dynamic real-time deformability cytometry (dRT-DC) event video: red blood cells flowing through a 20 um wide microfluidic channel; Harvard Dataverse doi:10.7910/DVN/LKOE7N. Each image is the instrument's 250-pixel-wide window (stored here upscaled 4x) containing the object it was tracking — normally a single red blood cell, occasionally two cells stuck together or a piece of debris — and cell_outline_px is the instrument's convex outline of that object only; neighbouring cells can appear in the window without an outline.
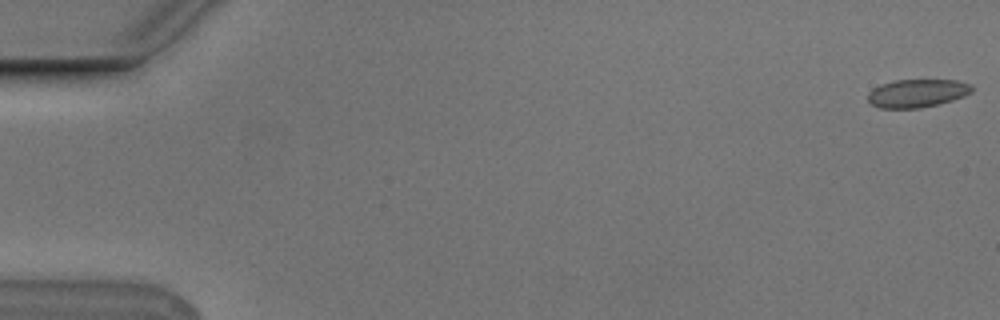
{"species": "Egyptian fruit bat (a non-hibernating species)", "species_latin": "Rousettus aegyptiacus", "temperature_condition": "cold", "stored_images_in_passage": 20, "camera_frame_rate_fps": 3000, "um_per_image_px": 0.085, "animal": {"sex": "male"}, "frame": {"image": 1, "passage_image": 1, "time_ms": 0.0, "image_size_px": [1000, 320], "cell_outline_px": [[972, 92], [964, 96], [952, 100], [920, 108], [880, 108], [872, 104], [868, 100], [868, 92], [872, 88], [880, 84], [896, 80], [956, 80], [972, 84]], "centroid_in_image_um": [77.95, 7.92], "position_along_channel_um": 7.1, "area_um2": 17.05}}
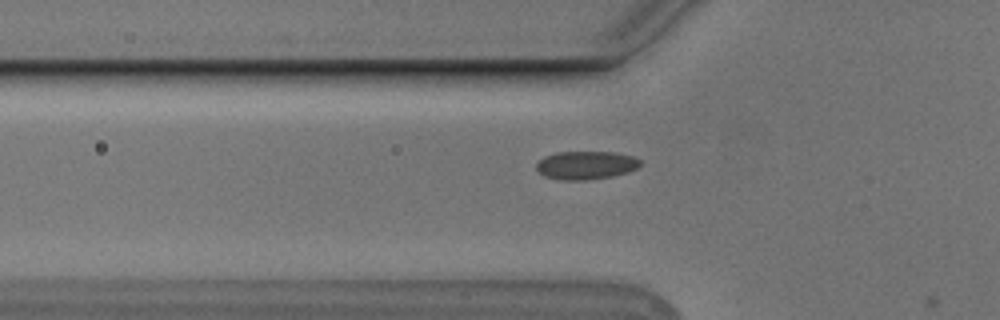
{"frame": {"image": 2, "passage_image": 19, "time_ms": 6.0, "image_size_px": [1000, 320], "cell_outline_px": [[640, 164], [636, 168], [628, 172], [612, 176], [588, 180], [560, 180], [544, 176], [536, 168], [536, 164], [544, 156], [556, 152], [616, 152], [632, 156], [640, 160]], "centroid_in_image_um": [49.79, 14.04], "position_along_channel_um": 76.0, "area_um2": 17.11}}